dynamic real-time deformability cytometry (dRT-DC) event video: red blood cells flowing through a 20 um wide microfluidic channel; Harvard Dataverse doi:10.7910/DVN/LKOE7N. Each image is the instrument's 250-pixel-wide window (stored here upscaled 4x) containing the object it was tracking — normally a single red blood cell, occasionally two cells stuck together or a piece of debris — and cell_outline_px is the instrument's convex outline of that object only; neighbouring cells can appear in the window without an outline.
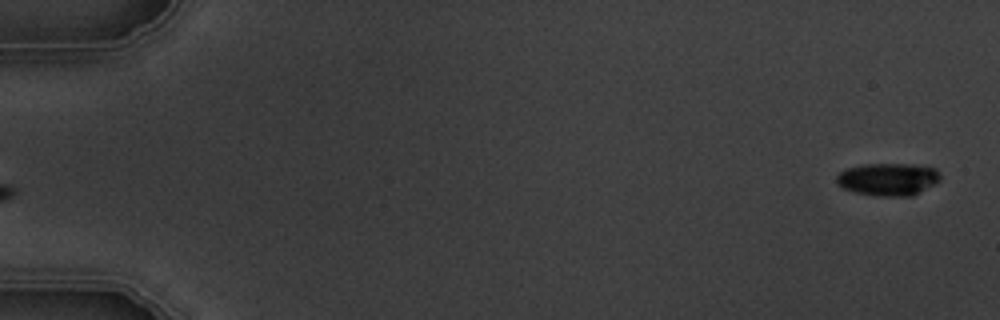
{"species": "common noctule bat (a hibernating species)", "species_latin": "Nyctalus noctula", "temperature_condition": "warm", "stored_images_in_passage": 6, "segment_of_instrument_passage": [2, 2], "camera_frame_rate_fps": 3000, "um_per_image_px": 0.085, "animal": {"sex": "male", "body_mass_g": 19.5, "forearm_length_mm": 54.6}, "frame": {"image": 1, "passage_image": 6, "time_ms": 6.667, "image_size_px": [1000, 320], "cell_outline_px": [[940, 180], [912, 196], [876, 196], [852, 192], [836, 184], [836, 176], [840, 172], [848, 168], [864, 164], [912, 164], [936, 168], [940, 176]], "centroid_in_image_um": [75.46, 15.24], "position_along_channel_um": 9.5, "area_um2": 19.71}}